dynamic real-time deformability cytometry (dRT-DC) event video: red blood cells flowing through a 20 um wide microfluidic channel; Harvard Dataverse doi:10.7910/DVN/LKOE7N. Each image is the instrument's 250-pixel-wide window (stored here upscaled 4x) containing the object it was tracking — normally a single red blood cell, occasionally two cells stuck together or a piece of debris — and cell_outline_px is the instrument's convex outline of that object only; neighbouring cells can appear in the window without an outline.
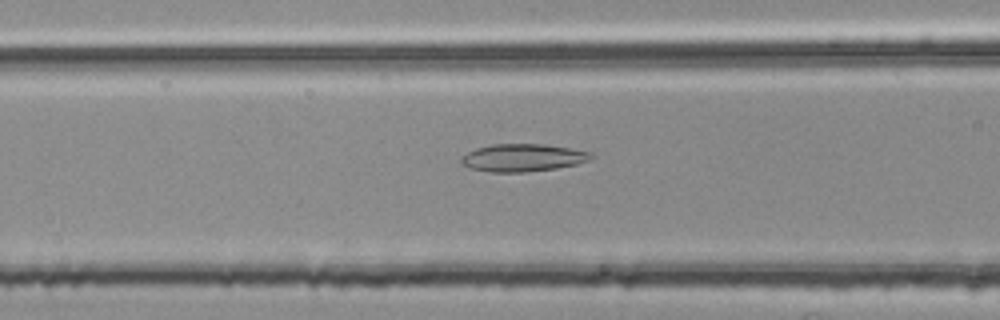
{"species": "common noctule bat (a hibernating species)", "species_latin": "Nyctalus noctula", "temperature_condition": "room temperature", "stored_images_in_passage": 25, "camera_frame_rate_fps": 3000, "um_per_image_px": 0.085, "animal": {"sex": "female", "body_mass_g": 25.1}, "frame": {"image": 1, "passage_image": 16, "time_ms": 5.0, "image_size_px": [1000, 320], "cell_outline_px": [[596, 156], [592, 160], [576, 164], [556, 168], [524, 172], [492, 172], [472, 168], [460, 164], [460, 160], [468, 152], [476, 148], [492, 144], [544, 144], [592, 152]], "centroid_in_image_um": [44.48, 13.4], "position_along_channel_um": 122.1, "area_um2": 20.87}}
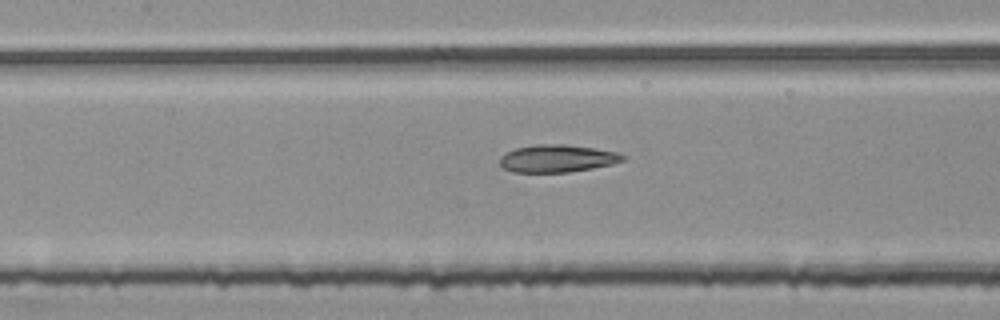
{"frame": {"image": 2, "passage_image": 19, "time_ms": 6.0, "image_size_px": [1000, 320], "cell_outline_px": [[628, 156], [624, 160], [612, 164], [592, 168], [568, 172], [512, 172], [504, 168], [500, 164], [500, 156], [516, 148], [536, 144], [564, 144], [592, 148], [616, 152]], "centroid_in_image_um": [47.37, 13.47], "position_along_channel_um": 160.0, "area_um2": 19.59}}
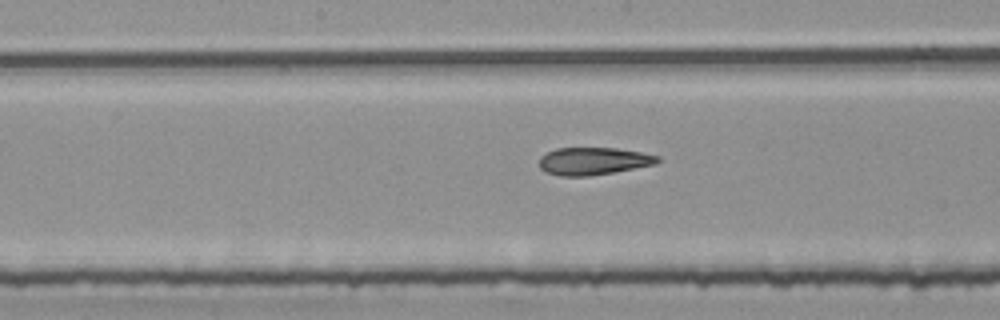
{"frame": {"image": 3, "passage_image": 22, "time_ms": 7.0, "image_size_px": [1000, 320], "cell_outline_px": [[660, 160], [656, 164], [612, 172], [588, 176], [560, 176], [544, 172], [540, 168], [540, 156], [556, 148], [616, 148], [640, 152], [660, 156]], "centroid_in_image_um": [50.42, 13.69], "position_along_channel_um": 197.8, "area_um2": 18.9}}